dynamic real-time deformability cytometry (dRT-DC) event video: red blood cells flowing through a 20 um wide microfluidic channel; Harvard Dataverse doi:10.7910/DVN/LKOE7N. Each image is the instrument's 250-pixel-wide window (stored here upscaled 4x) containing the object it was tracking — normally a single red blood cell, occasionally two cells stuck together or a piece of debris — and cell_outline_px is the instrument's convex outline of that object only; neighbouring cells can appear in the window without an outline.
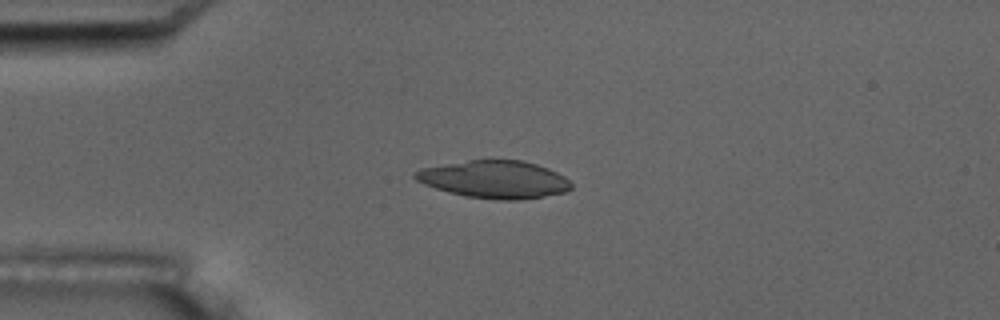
{"species": "common noctule bat (a hibernating species)", "species_latin": "Nyctalus noctula", "temperature_condition": "room temperature", "stored_images_in_passage": 6, "camera_frame_rate_fps": 3000, "um_per_image_px": 0.085, "animal": {"sex": "male", "body_mass_g": 17.5, "forearm_length_mm": 52.3}, "frame": {"image": 1, "passage_image": 4, "time_ms": 1.0, "image_size_px": [1000, 320], "cell_outline_px": [[572, 188], [568, 192], [520, 200], [500, 200], [464, 196], [448, 192], [424, 184], [416, 180], [412, 176], [412, 172], [420, 168], [468, 160], [524, 160], [548, 168], [564, 176], [572, 184]], "centroid_in_image_um": [42.02, 15.25], "position_along_channel_um": 43.0, "area_um2": 34.39}}